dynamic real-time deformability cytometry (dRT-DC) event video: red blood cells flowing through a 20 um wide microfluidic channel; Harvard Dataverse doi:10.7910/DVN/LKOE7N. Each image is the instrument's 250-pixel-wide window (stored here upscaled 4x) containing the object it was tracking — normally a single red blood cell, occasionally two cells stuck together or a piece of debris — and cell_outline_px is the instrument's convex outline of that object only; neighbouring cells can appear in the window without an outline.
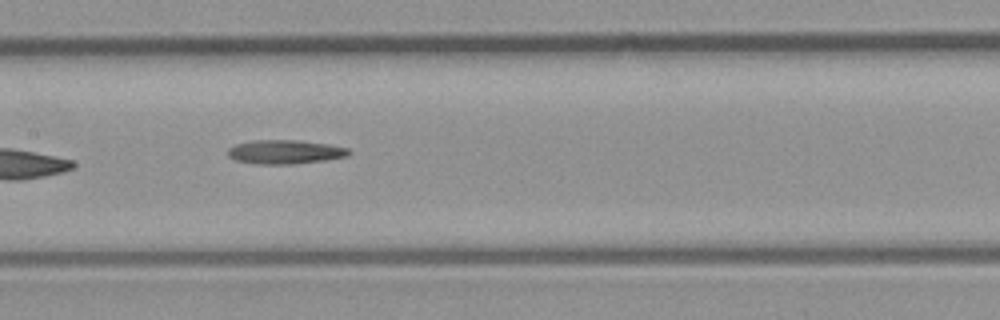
{"species": "common noctule bat (a hibernating species)", "species_latin": "Nyctalus noctula", "temperature_condition": "room temperature", "stored_images_in_passage": 9, "camera_frame_rate_fps": 3000, "um_per_image_px": 0.085, "animal": {"sex": "male", "body_mass_g": 23.1, "forearm_length_mm": 52.7}, "frame": {"image": 1, "passage_image": 7, "time_ms": 7.667, "image_size_px": [1000, 320], "cell_outline_px": [[352, 152], [348, 156], [324, 160], [292, 164], [256, 164], [236, 160], [228, 156], [228, 148], [236, 144], [252, 140], [300, 140], [328, 144], [348, 148]], "centroid_in_image_um": [24.23, 12.91], "position_along_channel_um": 183.2, "area_um2": 16.94}}
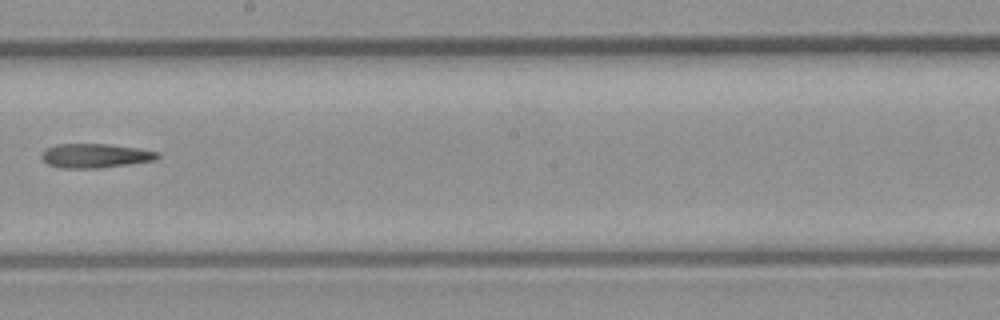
{"frame": {"image": 2, "passage_image": 8, "time_ms": 9.0, "image_size_px": [1000, 320], "cell_outline_px": [[160, 156], [156, 160], [100, 168], [60, 168], [48, 164], [40, 156], [44, 148], [56, 144], [108, 144], [136, 148], [160, 152]], "centroid_in_image_um": [8.07, 13.23], "position_along_channel_um": 240.1, "area_um2": 16.42}}
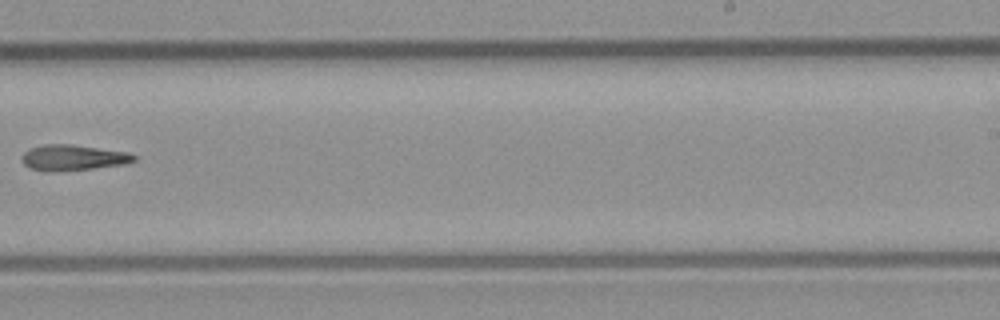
{"frame": {"image": 3, "passage_image": 9, "time_ms": 10.0, "image_size_px": [1000, 320], "cell_outline_px": [[136, 160], [124, 164], [92, 168], [52, 172], [28, 168], [24, 164], [20, 156], [28, 148], [44, 144], [72, 144], [128, 152], [136, 156]], "centroid_in_image_um": [6.16, 13.39], "position_along_channel_um": 282.8, "area_um2": 16.88}}